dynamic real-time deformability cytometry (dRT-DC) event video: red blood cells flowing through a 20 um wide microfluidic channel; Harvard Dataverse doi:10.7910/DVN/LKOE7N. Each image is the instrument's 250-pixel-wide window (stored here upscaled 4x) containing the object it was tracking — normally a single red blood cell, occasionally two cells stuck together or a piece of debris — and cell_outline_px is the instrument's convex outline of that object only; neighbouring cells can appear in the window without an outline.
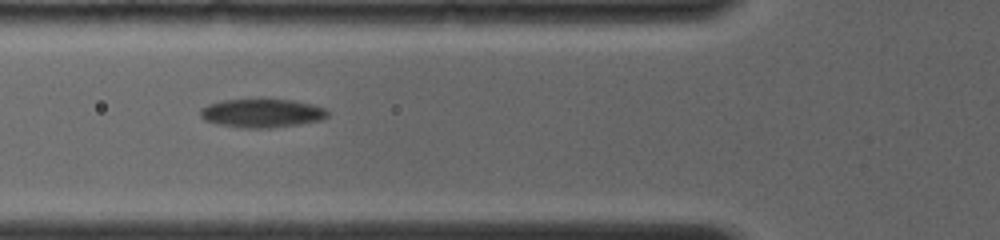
{"species": "common noctule bat (a hibernating species)", "species_latin": "Nyctalus noctula", "temperature_condition": "room temperature", "stored_images_in_passage": 6, "camera_frame_rate_fps": 4000, "um_per_image_px": 0.085, "animal": {"sex": "female", "body_mass_g": 19.0, "forearm_length_mm": 56.7}, "frame": {"image": 1, "passage_image": 4, "time_ms": 1.25, "image_size_px": [1000, 240], "cell_outline_px": [[328, 116], [320, 120], [296, 124], [268, 128], [240, 128], [216, 124], [204, 120], [200, 116], [200, 108], [208, 104], [224, 100], [292, 100], [312, 104], [324, 108], [328, 112]], "centroid_in_image_um": [22.21, 9.63], "position_along_channel_um": 103.6, "area_um2": 21.04}}